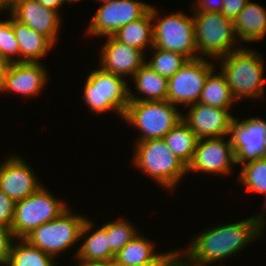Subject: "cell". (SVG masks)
<instances>
[{
  "label": "cell",
  "instance_id": "d6986e66",
  "mask_svg": "<svg viewBox=\"0 0 266 266\" xmlns=\"http://www.w3.org/2000/svg\"><path fill=\"white\" fill-rule=\"evenodd\" d=\"M93 223L90 218L85 219L80 231V240L83 241L80 246L78 245L73 260L113 262L115 255L110 250L107 229L102 225L94 230Z\"/></svg>",
  "mask_w": 266,
  "mask_h": 266
},
{
  "label": "cell",
  "instance_id": "f35d334b",
  "mask_svg": "<svg viewBox=\"0 0 266 266\" xmlns=\"http://www.w3.org/2000/svg\"><path fill=\"white\" fill-rule=\"evenodd\" d=\"M167 266H191L190 263L179 253Z\"/></svg>",
  "mask_w": 266,
  "mask_h": 266
},
{
  "label": "cell",
  "instance_id": "ba28073f",
  "mask_svg": "<svg viewBox=\"0 0 266 266\" xmlns=\"http://www.w3.org/2000/svg\"><path fill=\"white\" fill-rule=\"evenodd\" d=\"M69 207L55 220L33 229L24 237L30 244L56 258L80 241V231L87 217Z\"/></svg>",
  "mask_w": 266,
  "mask_h": 266
},
{
  "label": "cell",
  "instance_id": "1f68e13d",
  "mask_svg": "<svg viewBox=\"0 0 266 266\" xmlns=\"http://www.w3.org/2000/svg\"><path fill=\"white\" fill-rule=\"evenodd\" d=\"M14 210L15 202L0 190V226L11 229Z\"/></svg>",
  "mask_w": 266,
  "mask_h": 266
},
{
  "label": "cell",
  "instance_id": "4fadbf2b",
  "mask_svg": "<svg viewBox=\"0 0 266 266\" xmlns=\"http://www.w3.org/2000/svg\"><path fill=\"white\" fill-rule=\"evenodd\" d=\"M229 137L233 146L236 165L266 157V120L235 117L230 124Z\"/></svg>",
  "mask_w": 266,
  "mask_h": 266
},
{
  "label": "cell",
  "instance_id": "277c9868",
  "mask_svg": "<svg viewBox=\"0 0 266 266\" xmlns=\"http://www.w3.org/2000/svg\"><path fill=\"white\" fill-rule=\"evenodd\" d=\"M127 78L103 70L100 66L88 73L84 83L83 99L93 114L113 111L123 120L129 103Z\"/></svg>",
  "mask_w": 266,
  "mask_h": 266
},
{
  "label": "cell",
  "instance_id": "d6a6232c",
  "mask_svg": "<svg viewBox=\"0 0 266 266\" xmlns=\"http://www.w3.org/2000/svg\"><path fill=\"white\" fill-rule=\"evenodd\" d=\"M15 237L10 228L0 226V266H5Z\"/></svg>",
  "mask_w": 266,
  "mask_h": 266
},
{
  "label": "cell",
  "instance_id": "cb8c5ba5",
  "mask_svg": "<svg viewBox=\"0 0 266 266\" xmlns=\"http://www.w3.org/2000/svg\"><path fill=\"white\" fill-rule=\"evenodd\" d=\"M199 103L217 108L232 109L237 103L231 94L225 76L215 68L207 77Z\"/></svg>",
  "mask_w": 266,
  "mask_h": 266
},
{
  "label": "cell",
  "instance_id": "60d3db41",
  "mask_svg": "<svg viewBox=\"0 0 266 266\" xmlns=\"http://www.w3.org/2000/svg\"><path fill=\"white\" fill-rule=\"evenodd\" d=\"M13 6L14 0H0V12H11Z\"/></svg>",
  "mask_w": 266,
  "mask_h": 266
},
{
  "label": "cell",
  "instance_id": "d590c367",
  "mask_svg": "<svg viewBox=\"0 0 266 266\" xmlns=\"http://www.w3.org/2000/svg\"><path fill=\"white\" fill-rule=\"evenodd\" d=\"M171 250L158 253L152 260L134 266H167L180 253L179 249Z\"/></svg>",
  "mask_w": 266,
  "mask_h": 266
},
{
  "label": "cell",
  "instance_id": "d4e9b609",
  "mask_svg": "<svg viewBox=\"0 0 266 266\" xmlns=\"http://www.w3.org/2000/svg\"><path fill=\"white\" fill-rule=\"evenodd\" d=\"M164 142L171 152L186 166L192 161L198 142L196 134L181 120L165 136Z\"/></svg>",
  "mask_w": 266,
  "mask_h": 266
},
{
  "label": "cell",
  "instance_id": "4316f807",
  "mask_svg": "<svg viewBox=\"0 0 266 266\" xmlns=\"http://www.w3.org/2000/svg\"><path fill=\"white\" fill-rule=\"evenodd\" d=\"M140 234V235H139ZM155 242L144 234L138 233L128 244L119 251L113 260L115 266H134L152 260L158 252H155Z\"/></svg>",
  "mask_w": 266,
  "mask_h": 266
},
{
  "label": "cell",
  "instance_id": "e0dca14e",
  "mask_svg": "<svg viewBox=\"0 0 266 266\" xmlns=\"http://www.w3.org/2000/svg\"><path fill=\"white\" fill-rule=\"evenodd\" d=\"M99 55V66L110 73L132 78L147 57L141 50L106 36Z\"/></svg>",
  "mask_w": 266,
  "mask_h": 266
},
{
  "label": "cell",
  "instance_id": "6da1fadb",
  "mask_svg": "<svg viewBox=\"0 0 266 266\" xmlns=\"http://www.w3.org/2000/svg\"><path fill=\"white\" fill-rule=\"evenodd\" d=\"M261 233L255 220L248 217L236 223L218 224L200 231L189 246L180 250V254L191 266H211L220 264L227 258L236 256L252 241L260 240Z\"/></svg>",
  "mask_w": 266,
  "mask_h": 266
},
{
  "label": "cell",
  "instance_id": "52a82bcc",
  "mask_svg": "<svg viewBox=\"0 0 266 266\" xmlns=\"http://www.w3.org/2000/svg\"><path fill=\"white\" fill-rule=\"evenodd\" d=\"M156 6H151L153 20V46L180 53L190 59H197L195 27L192 17L181 12L160 16ZM160 16V17H159ZM159 17V18H158Z\"/></svg>",
  "mask_w": 266,
  "mask_h": 266
},
{
  "label": "cell",
  "instance_id": "ffe728a7",
  "mask_svg": "<svg viewBox=\"0 0 266 266\" xmlns=\"http://www.w3.org/2000/svg\"><path fill=\"white\" fill-rule=\"evenodd\" d=\"M12 28L19 43V62H41L55 45L43 34L12 15Z\"/></svg>",
  "mask_w": 266,
  "mask_h": 266
},
{
  "label": "cell",
  "instance_id": "5bb4252c",
  "mask_svg": "<svg viewBox=\"0 0 266 266\" xmlns=\"http://www.w3.org/2000/svg\"><path fill=\"white\" fill-rule=\"evenodd\" d=\"M27 163L22 155L15 153L0 163V190L14 202L34 194L44 185Z\"/></svg>",
  "mask_w": 266,
  "mask_h": 266
},
{
  "label": "cell",
  "instance_id": "b9f144b4",
  "mask_svg": "<svg viewBox=\"0 0 266 266\" xmlns=\"http://www.w3.org/2000/svg\"><path fill=\"white\" fill-rule=\"evenodd\" d=\"M8 65L9 64L3 58L0 57V89L2 87L5 72H6Z\"/></svg>",
  "mask_w": 266,
  "mask_h": 266
},
{
  "label": "cell",
  "instance_id": "603a6c76",
  "mask_svg": "<svg viewBox=\"0 0 266 266\" xmlns=\"http://www.w3.org/2000/svg\"><path fill=\"white\" fill-rule=\"evenodd\" d=\"M113 36L118 41L141 50L145 54V50L153 47L151 8L143 17L120 27Z\"/></svg>",
  "mask_w": 266,
  "mask_h": 266
},
{
  "label": "cell",
  "instance_id": "f546056e",
  "mask_svg": "<svg viewBox=\"0 0 266 266\" xmlns=\"http://www.w3.org/2000/svg\"><path fill=\"white\" fill-rule=\"evenodd\" d=\"M106 229L109 237V246L111 252L116 255L121 251L129 241L138 233V229L128 219L109 220L102 224Z\"/></svg>",
  "mask_w": 266,
  "mask_h": 266
},
{
  "label": "cell",
  "instance_id": "ee69618b",
  "mask_svg": "<svg viewBox=\"0 0 266 266\" xmlns=\"http://www.w3.org/2000/svg\"><path fill=\"white\" fill-rule=\"evenodd\" d=\"M99 1V0H98ZM112 1H114V0H100L99 2H102V4H106V3H108V2H112Z\"/></svg>",
  "mask_w": 266,
  "mask_h": 266
},
{
  "label": "cell",
  "instance_id": "7402d4cb",
  "mask_svg": "<svg viewBox=\"0 0 266 266\" xmlns=\"http://www.w3.org/2000/svg\"><path fill=\"white\" fill-rule=\"evenodd\" d=\"M134 89L138 93L132 94L129 88L130 101H165L168 95V78L161 76L145 63L132 77ZM136 94H140L139 96ZM144 95V96H143Z\"/></svg>",
  "mask_w": 266,
  "mask_h": 266
},
{
  "label": "cell",
  "instance_id": "ac0fdd59",
  "mask_svg": "<svg viewBox=\"0 0 266 266\" xmlns=\"http://www.w3.org/2000/svg\"><path fill=\"white\" fill-rule=\"evenodd\" d=\"M18 21L46 36L55 46L62 23L60 12L45 7L37 0L16 1L11 12Z\"/></svg>",
  "mask_w": 266,
  "mask_h": 266
},
{
  "label": "cell",
  "instance_id": "9c48e42d",
  "mask_svg": "<svg viewBox=\"0 0 266 266\" xmlns=\"http://www.w3.org/2000/svg\"><path fill=\"white\" fill-rule=\"evenodd\" d=\"M56 198L46 186L23 200L15 202L11 231L15 238H24L33 229L55 220L69 205Z\"/></svg>",
  "mask_w": 266,
  "mask_h": 266
},
{
  "label": "cell",
  "instance_id": "3957f363",
  "mask_svg": "<svg viewBox=\"0 0 266 266\" xmlns=\"http://www.w3.org/2000/svg\"><path fill=\"white\" fill-rule=\"evenodd\" d=\"M133 150L131 162L135 169L170 193L188 174L187 166L171 152L163 138L135 141Z\"/></svg>",
  "mask_w": 266,
  "mask_h": 266
},
{
  "label": "cell",
  "instance_id": "83f0119b",
  "mask_svg": "<svg viewBox=\"0 0 266 266\" xmlns=\"http://www.w3.org/2000/svg\"><path fill=\"white\" fill-rule=\"evenodd\" d=\"M238 173L237 180L247 193L266 194V157L242 164Z\"/></svg>",
  "mask_w": 266,
  "mask_h": 266
},
{
  "label": "cell",
  "instance_id": "30bf717a",
  "mask_svg": "<svg viewBox=\"0 0 266 266\" xmlns=\"http://www.w3.org/2000/svg\"><path fill=\"white\" fill-rule=\"evenodd\" d=\"M197 58L190 59L168 79L167 100L184 109L199 101L208 75L218 68L216 61ZM215 64V65H214Z\"/></svg>",
  "mask_w": 266,
  "mask_h": 266
},
{
  "label": "cell",
  "instance_id": "7c38bea8",
  "mask_svg": "<svg viewBox=\"0 0 266 266\" xmlns=\"http://www.w3.org/2000/svg\"><path fill=\"white\" fill-rule=\"evenodd\" d=\"M233 165H236V161L229 136L203 138L198 139L192 161L187 166V173L202 172L214 176H227L233 172Z\"/></svg>",
  "mask_w": 266,
  "mask_h": 266
},
{
  "label": "cell",
  "instance_id": "7bdbcfd3",
  "mask_svg": "<svg viewBox=\"0 0 266 266\" xmlns=\"http://www.w3.org/2000/svg\"><path fill=\"white\" fill-rule=\"evenodd\" d=\"M77 1L80 2V0H64L65 3H72L73 2V4Z\"/></svg>",
  "mask_w": 266,
  "mask_h": 266
},
{
  "label": "cell",
  "instance_id": "836d02e7",
  "mask_svg": "<svg viewBox=\"0 0 266 266\" xmlns=\"http://www.w3.org/2000/svg\"><path fill=\"white\" fill-rule=\"evenodd\" d=\"M223 0H196L192 1V12H222Z\"/></svg>",
  "mask_w": 266,
  "mask_h": 266
},
{
  "label": "cell",
  "instance_id": "f1b7e54d",
  "mask_svg": "<svg viewBox=\"0 0 266 266\" xmlns=\"http://www.w3.org/2000/svg\"><path fill=\"white\" fill-rule=\"evenodd\" d=\"M150 59L145 58V64L163 77H172L189 60L186 56L153 46ZM154 51V52H153Z\"/></svg>",
  "mask_w": 266,
  "mask_h": 266
},
{
  "label": "cell",
  "instance_id": "2e32d148",
  "mask_svg": "<svg viewBox=\"0 0 266 266\" xmlns=\"http://www.w3.org/2000/svg\"><path fill=\"white\" fill-rule=\"evenodd\" d=\"M41 62H19L9 64L1 93H14L24 97H37L48 83V70ZM47 82V83H46Z\"/></svg>",
  "mask_w": 266,
  "mask_h": 266
},
{
  "label": "cell",
  "instance_id": "8d00e7d4",
  "mask_svg": "<svg viewBox=\"0 0 266 266\" xmlns=\"http://www.w3.org/2000/svg\"><path fill=\"white\" fill-rule=\"evenodd\" d=\"M266 196V194H265ZM266 202V200H265ZM263 211H261L259 214H255L254 216H252V218L255 220L258 230L261 234H263L265 232V225H266V219L265 218V212H266V203L263 206ZM264 230V231H263Z\"/></svg>",
  "mask_w": 266,
  "mask_h": 266
},
{
  "label": "cell",
  "instance_id": "e575fe53",
  "mask_svg": "<svg viewBox=\"0 0 266 266\" xmlns=\"http://www.w3.org/2000/svg\"><path fill=\"white\" fill-rule=\"evenodd\" d=\"M248 2L249 0H223L222 14L234 21Z\"/></svg>",
  "mask_w": 266,
  "mask_h": 266
},
{
  "label": "cell",
  "instance_id": "7a4b0ae2",
  "mask_svg": "<svg viewBox=\"0 0 266 266\" xmlns=\"http://www.w3.org/2000/svg\"><path fill=\"white\" fill-rule=\"evenodd\" d=\"M264 57L252 48L242 46L227 56L221 57L219 70L226 78L230 91L238 103L244 99H261L266 88Z\"/></svg>",
  "mask_w": 266,
  "mask_h": 266
},
{
  "label": "cell",
  "instance_id": "8992f818",
  "mask_svg": "<svg viewBox=\"0 0 266 266\" xmlns=\"http://www.w3.org/2000/svg\"><path fill=\"white\" fill-rule=\"evenodd\" d=\"M183 112L168 100L129 101L123 121L139 131L136 141L161 139L182 120Z\"/></svg>",
  "mask_w": 266,
  "mask_h": 266
},
{
  "label": "cell",
  "instance_id": "5b68a950",
  "mask_svg": "<svg viewBox=\"0 0 266 266\" xmlns=\"http://www.w3.org/2000/svg\"><path fill=\"white\" fill-rule=\"evenodd\" d=\"M192 17L197 58L217 61L241 48L234 31L233 20L226 18L222 12H192Z\"/></svg>",
  "mask_w": 266,
  "mask_h": 266
},
{
  "label": "cell",
  "instance_id": "ab89813d",
  "mask_svg": "<svg viewBox=\"0 0 266 266\" xmlns=\"http://www.w3.org/2000/svg\"><path fill=\"white\" fill-rule=\"evenodd\" d=\"M78 266H115L113 262H88V261H76Z\"/></svg>",
  "mask_w": 266,
  "mask_h": 266
},
{
  "label": "cell",
  "instance_id": "44dd1931",
  "mask_svg": "<svg viewBox=\"0 0 266 266\" xmlns=\"http://www.w3.org/2000/svg\"><path fill=\"white\" fill-rule=\"evenodd\" d=\"M238 42H259L266 36V9L255 1L249 2L233 21Z\"/></svg>",
  "mask_w": 266,
  "mask_h": 266
},
{
  "label": "cell",
  "instance_id": "74e56055",
  "mask_svg": "<svg viewBox=\"0 0 266 266\" xmlns=\"http://www.w3.org/2000/svg\"><path fill=\"white\" fill-rule=\"evenodd\" d=\"M40 4L44 5L45 7L51 8L56 11H60L59 9L61 6L64 5V0H37Z\"/></svg>",
  "mask_w": 266,
  "mask_h": 266
},
{
  "label": "cell",
  "instance_id": "4dcf8cb0",
  "mask_svg": "<svg viewBox=\"0 0 266 266\" xmlns=\"http://www.w3.org/2000/svg\"><path fill=\"white\" fill-rule=\"evenodd\" d=\"M0 24V57L8 64L19 63V43L12 28V14Z\"/></svg>",
  "mask_w": 266,
  "mask_h": 266
},
{
  "label": "cell",
  "instance_id": "484cf974",
  "mask_svg": "<svg viewBox=\"0 0 266 266\" xmlns=\"http://www.w3.org/2000/svg\"><path fill=\"white\" fill-rule=\"evenodd\" d=\"M56 264L55 257L44 253L24 238H15L5 266H57Z\"/></svg>",
  "mask_w": 266,
  "mask_h": 266
},
{
  "label": "cell",
  "instance_id": "9a60e30c",
  "mask_svg": "<svg viewBox=\"0 0 266 266\" xmlns=\"http://www.w3.org/2000/svg\"><path fill=\"white\" fill-rule=\"evenodd\" d=\"M182 120L196 134L198 139L229 136L230 124L235 116L230 110L201 104L186 107Z\"/></svg>",
  "mask_w": 266,
  "mask_h": 266
},
{
  "label": "cell",
  "instance_id": "8fae6325",
  "mask_svg": "<svg viewBox=\"0 0 266 266\" xmlns=\"http://www.w3.org/2000/svg\"><path fill=\"white\" fill-rule=\"evenodd\" d=\"M143 0H114L98 7L87 27L90 37H106L113 35L117 30L141 17L151 8Z\"/></svg>",
  "mask_w": 266,
  "mask_h": 266
}]
</instances>
